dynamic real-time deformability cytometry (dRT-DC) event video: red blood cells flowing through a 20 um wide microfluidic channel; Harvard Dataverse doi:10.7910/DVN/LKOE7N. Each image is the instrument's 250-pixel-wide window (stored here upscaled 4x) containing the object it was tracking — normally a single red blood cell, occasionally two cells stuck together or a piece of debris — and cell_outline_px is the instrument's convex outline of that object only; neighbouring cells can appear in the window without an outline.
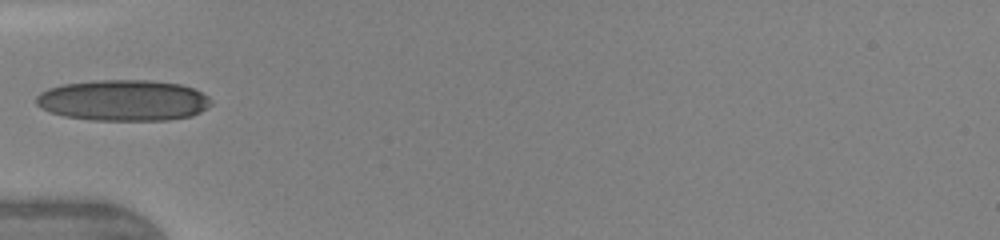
{"species": "human", "species_latin": "Homo sapiens", "temperature_condition": "warm", "stored_images_in_passage": 18, "camera_frame_rate_fps": 3000, "um_per_image_px": 0.085, "donor": {"sex": "female"}, "frame": {"image": 1, "passage_image": 1, "time_ms": 0.0, "image_size_px": [1000, 240], "cell_outline_px": [[212, 104], [200, 112], [192, 116], [168, 120], [92, 120], [64, 116], [40, 108], [36, 104], [36, 96], [40, 92], [48, 88], [64, 84], [96, 80], [152, 80], [180, 84], [192, 88], [208, 96], [212, 100]], "centroid_in_image_um": [10.49, 8.53], "position_along_channel_um": 74.5, "area_um2": 41.96}}